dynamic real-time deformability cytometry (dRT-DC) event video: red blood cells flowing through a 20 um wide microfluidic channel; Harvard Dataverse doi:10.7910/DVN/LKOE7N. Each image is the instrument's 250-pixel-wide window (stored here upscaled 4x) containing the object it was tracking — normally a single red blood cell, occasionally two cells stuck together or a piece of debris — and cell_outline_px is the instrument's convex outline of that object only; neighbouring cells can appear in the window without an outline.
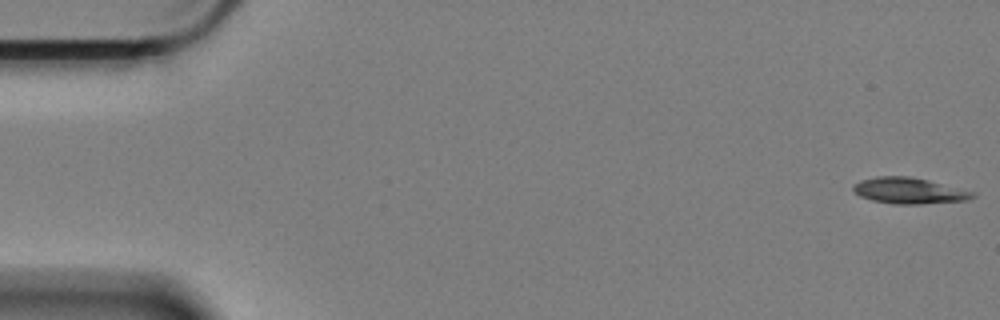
{"species": "Egyptian fruit bat (a non-hibernating species)", "species_latin": "Rousettus aegyptiacus", "temperature_condition": "cold", "stored_images_in_passage": 59, "camera_frame_rate_fps": 3000, "um_per_image_px": 0.085, "animal": {"sex": "female"}, "frame": {"image": 1, "passage_image": 1, "time_ms": 0.0, "image_size_px": [1000, 320], "cell_outline_px": [[976, 196], [968, 200], [920, 204], [892, 204], [872, 200], [860, 196], [852, 188], [856, 184], [864, 180], [876, 176], [908, 176], [972, 192]], "centroid_in_image_um": [77.24, 16.23], "position_along_channel_um": 7.8, "area_um2": 17.51}}
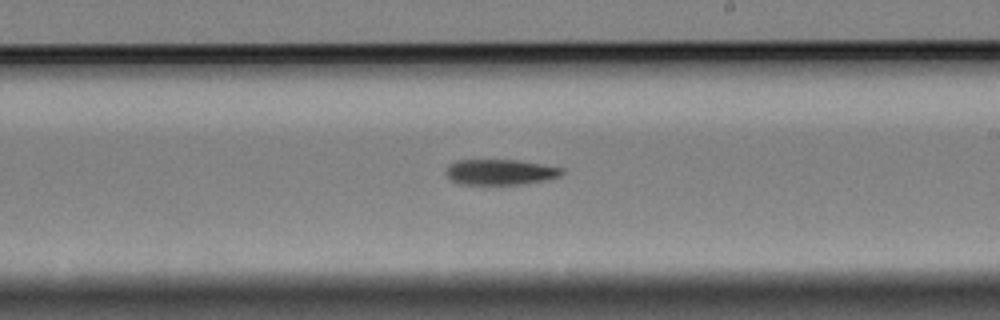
{"frame": {"image": 2, "passage_image": 34, "time_ms": 11.0, "image_size_px": [1000, 320], "cell_outline_px": [[564, 172], [560, 176], [548, 180], [524, 184], [460, 184], [452, 180], [444, 172], [448, 164], [456, 160], [516, 160], [564, 168]], "centroid_in_image_um": [42.52, 14.62], "position_along_channel_um": 246.5, "area_um2": 17.34}}
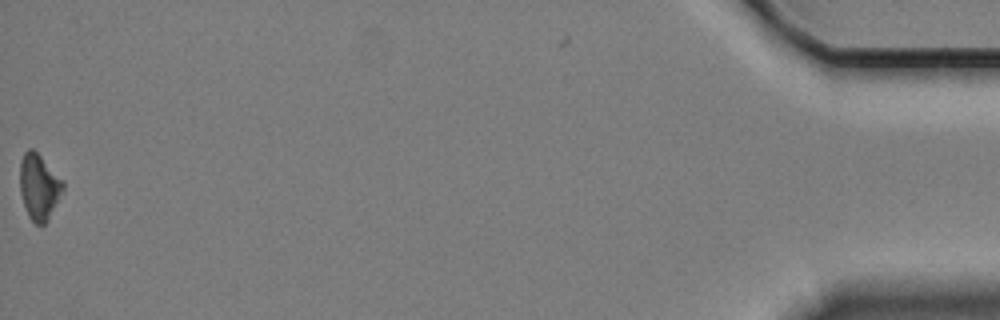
{"frame": {"image": 3, "passage_image": 59, "time_ms": 19.333, "image_size_px": [1000, 320], "cell_outline_px": [[64, 192], [48, 220], [44, 224], [36, 224], [28, 216], [20, 192], [20, 160], [24, 152], [28, 148], [32, 148], [64, 180]], "centroid_in_image_um": [3.34, 15.88], "position_along_channel_um": 431.9, "area_um2": 16.65}, "authors_computed_cell_mechanics": {"area_um2": 17.629, "velocity_mm_per_s": 3.3826, "shape_relaxation_time_tau1_ms": 4.8959, "shape_relaxation_time_tau2_ms": null, "deformation_change_tau1": 0.1151, "deformation_change_tau2": null}}